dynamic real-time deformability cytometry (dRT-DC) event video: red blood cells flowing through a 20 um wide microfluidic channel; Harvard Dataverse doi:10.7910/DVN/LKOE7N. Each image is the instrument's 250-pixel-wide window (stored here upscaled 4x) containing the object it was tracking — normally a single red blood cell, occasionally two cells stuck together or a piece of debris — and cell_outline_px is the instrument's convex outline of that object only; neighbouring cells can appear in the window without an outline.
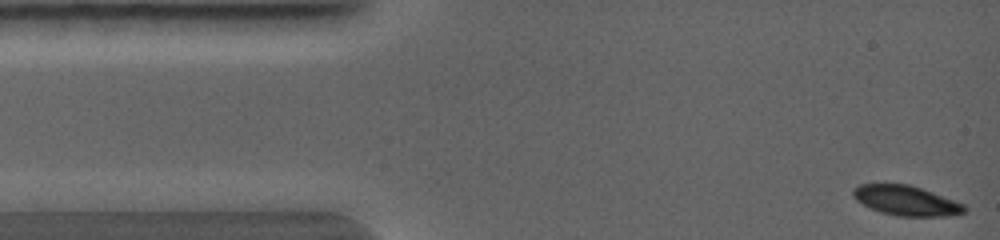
{"species": "common noctule bat (a hibernating species)", "species_latin": "Nyctalus noctula", "temperature_condition": "warm", "stored_images_in_passage": 37, "camera_frame_rate_fps": 5000, "um_per_image_px": 0.085, "animal": {"sex": "female", "body_mass_g": 19.0, "forearm_length_mm": 56.7}, "frame": {"image": 1, "passage_image": 1, "time_ms": 0.0, "image_size_px": [1000, 240], "cell_outline_px": [[968, 208], [964, 212], [952, 216], [896, 216], [880, 212], [856, 200], [852, 196], [852, 188], [860, 184], [908, 184], [932, 192], [964, 204]], "centroid_in_image_um": [77.02, 17.05], "position_along_channel_um": 8.0, "area_um2": 19.31}}
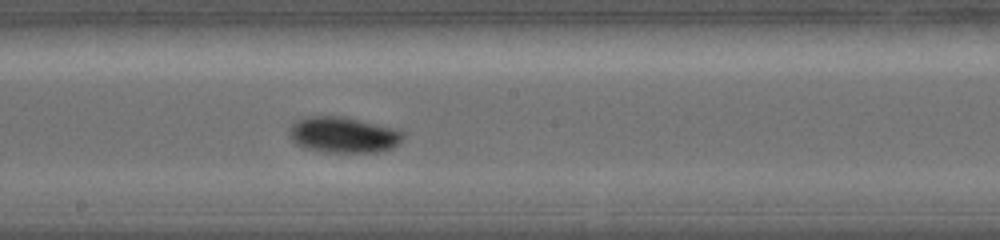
{"frame": {"image": 2, "passage_image": 25, "time_ms": 4.4, "image_size_px": [1000, 240], "cell_outline_px": [[404, 140], [400, 144], [392, 148], [376, 152], [324, 152], [308, 148], [296, 144], [288, 136], [288, 128], [296, 120], [304, 116], [344, 116], [400, 128], [404, 132]], "centroid_in_image_um": [29.23, 11.44], "position_along_channel_um": 219.0, "area_um2": 24.45}}
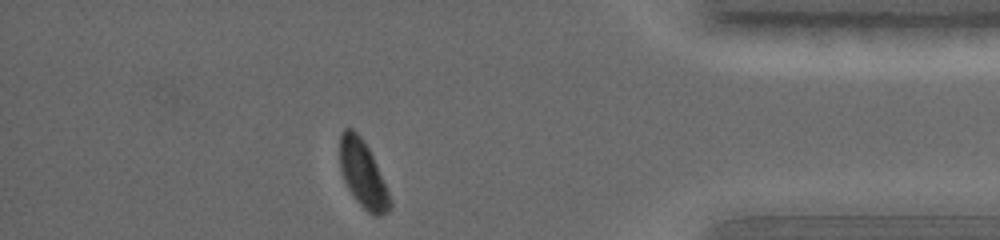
{"frame": {"image": 3, "passage_image": 37, "time_ms": 7.6, "image_size_px": [1000, 240], "cell_outline_px": [[392, 204], [388, 212], [380, 216], [372, 216], [356, 200], [348, 188], [344, 180], [340, 168], [340, 132], [344, 128], [352, 128], [360, 136], [368, 148], [372, 156], [392, 200]], "centroid_in_image_um": [30.84, 14.81], "position_along_channel_um": 404.4, "area_um2": 19.36}}